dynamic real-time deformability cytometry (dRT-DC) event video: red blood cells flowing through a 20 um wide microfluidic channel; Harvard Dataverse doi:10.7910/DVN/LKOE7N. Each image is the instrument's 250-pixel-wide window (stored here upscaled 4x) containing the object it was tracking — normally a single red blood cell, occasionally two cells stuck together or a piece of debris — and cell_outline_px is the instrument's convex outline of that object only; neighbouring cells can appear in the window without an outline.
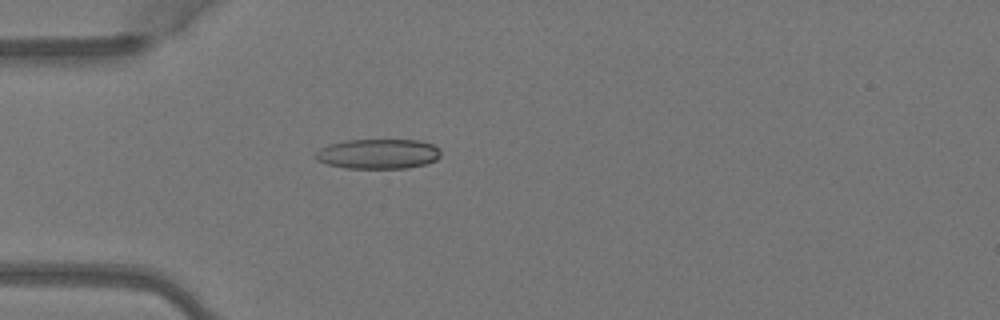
{"species": "Egyptian fruit bat (a non-hibernating species)", "species_latin": "Rousettus aegyptiacus", "temperature_condition": "warm", "stored_images_in_passage": 3, "camera_frame_rate_fps": 3000, "um_per_image_px": 0.085, "animal": {"sex": "female"}, "frame": {"image": 1, "passage_image": 3, "time_ms": 0.667, "image_size_px": [1000, 320], "cell_outline_px": [[440, 156], [436, 160], [428, 164], [404, 168], [344, 168], [328, 164], [316, 160], [312, 156], [320, 148], [328, 144], [348, 140], [420, 140], [432, 144], [440, 148]], "centroid_in_image_um": [32.14, 13.08], "position_along_channel_um": 52.9, "area_um2": 22.02}}